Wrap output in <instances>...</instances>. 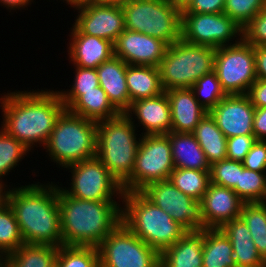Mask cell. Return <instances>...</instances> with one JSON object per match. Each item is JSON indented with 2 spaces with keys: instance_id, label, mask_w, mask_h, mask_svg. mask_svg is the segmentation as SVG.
I'll use <instances>...</instances> for the list:
<instances>
[{
  "instance_id": "obj_1",
  "label": "cell",
  "mask_w": 266,
  "mask_h": 267,
  "mask_svg": "<svg viewBox=\"0 0 266 267\" xmlns=\"http://www.w3.org/2000/svg\"><path fill=\"white\" fill-rule=\"evenodd\" d=\"M37 90H10L0 96L1 127L30 152L38 144L37 147L44 148L57 119L66 109L58 90Z\"/></svg>"
},
{
  "instance_id": "obj_2",
  "label": "cell",
  "mask_w": 266,
  "mask_h": 267,
  "mask_svg": "<svg viewBox=\"0 0 266 267\" xmlns=\"http://www.w3.org/2000/svg\"><path fill=\"white\" fill-rule=\"evenodd\" d=\"M9 187L2 198L14 212L24 243L62 246L58 185L38 181Z\"/></svg>"
},
{
  "instance_id": "obj_3",
  "label": "cell",
  "mask_w": 266,
  "mask_h": 267,
  "mask_svg": "<svg viewBox=\"0 0 266 267\" xmlns=\"http://www.w3.org/2000/svg\"><path fill=\"white\" fill-rule=\"evenodd\" d=\"M60 185L58 203L63 245L97 248L122 222V201L74 198L67 195Z\"/></svg>"
},
{
  "instance_id": "obj_4",
  "label": "cell",
  "mask_w": 266,
  "mask_h": 267,
  "mask_svg": "<svg viewBox=\"0 0 266 267\" xmlns=\"http://www.w3.org/2000/svg\"><path fill=\"white\" fill-rule=\"evenodd\" d=\"M122 223L159 253L179 241L187 230L141 191L124 192Z\"/></svg>"
},
{
  "instance_id": "obj_5",
  "label": "cell",
  "mask_w": 266,
  "mask_h": 267,
  "mask_svg": "<svg viewBox=\"0 0 266 267\" xmlns=\"http://www.w3.org/2000/svg\"><path fill=\"white\" fill-rule=\"evenodd\" d=\"M137 130L124 113L97 122L96 157L121 185L134 170L142 135Z\"/></svg>"
},
{
  "instance_id": "obj_6",
  "label": "cell",
  "mask_w": 266,
  "mask_h": 267,
  "mask_svg": "<svg viewBox=\"0 0 266 267\" xmlns=\"http://www.w3.org/2000/svg\"><path fill=\"white\" fill-rule=\"evenodd\" d=\"M97 122L65 109L44 146L56 167L62 168L96 156Z\"/></svg>"
},
{
  "instance_id": "obj_7",
  "label": "cell",
  "mask_w": 266,
  "mask_h": 267,
  "mask_svg": "<svg viewBox=\"0 0 266 267\" xmlns=\"http://www.w3.org/2000/svg\"><path fill=\"white\" fill-rule=\"evenodd\" d=\"M216 48L195 45L182 38L170 45L159 65L164 91L191 88L203 75L214 71Z\"/></svg>"
},
{
  "instance_id": "obj_8",
  "label": "cell",
  "mask_w": 266,
  "mask_h": 267,
  "mask_svg": "<svg viewBox=\"0 0 266 267\" xmlns=\"http://www.w3.org/2000/svg\"><path fill=\"white\" fill-rule=\"evenodd\" d=\"M127 30L141 32L170 45L181 39V12L168 0H123Z\"/></svg>"
},
{
  "instance_id": "obj_9",
  "label": "cell",
  "mask_w": 266,
  "mask_h": 267,
  "mask_svg": "<svg viewBox=\"0 0 266 267\" xmlns=\"http://www.w3.org/2000/svg\"><path fill=\"white\" fill-rule=\"evenodd\" d=\"M174 169L168 135H141L134 170L122 184L123 191H141L150 183L168 180Z\"/></svg>"
},
{
  "instance_id": "obj_10",
  "label": "cell",
  "mask_w": 266,
  "mask_h": 267,
  "mask_svg": "<svg viewBox=\"0 0 266 267\" xmlns=\"http://www.w3.org/2000/svg\"><path fill=\"white\" fill-rule=\"evenodd\" d=\"M100 267H160V253L122 222L97 247Z\"/></svg>"
},
{
  "instance_id": "obj_11",
  "label": "cell",
  "mask_w": 266,
  "mask_h": 267,
  "mask_svg": "<svg viewBox=\"0 0 266 267\" xmlns=\"http://www.w3.org/2000/svg\"><path fill=\"white\" fill-rule=\"evenodd\" d=\"M65 168L72 174L71 186H60L67 195L82 200L122 201V185L96 156Z\"/></svg>"
},
{
  "instance_id": "obj_12",
  "label": "cell",
  "mask_w": 266,
  "mask_h": 267,
  "mask_svg": "<svg viewBox=\"0 0 266 267\" xmlns=\"http://www.w3.org/2000/svg\"><path fill=\"white\" fill-rule=\"evenodd\" d=\"M214 72L227 95L247 94L257 80L254 46L242 39L217 48Z\"/></svg>"
},
{
  "instance_id": "obj_13",
  "label": "cell",
  "mask_w": 266,
  "mask_h": 267,
  "mask_svg": "<svg viewBox=\"0 0 266 267\" xmlns=\"http://www.w3.org/2000/svg\"><path fill=\"white\" fill-rule=\"evenodd\" d=\"M242 30L243 28L224 12L181 13V38L191 44L216 49L234 45L242 40Z\"/></svg>"
},
{
  "instance_id": "obj_14",
  "label": "cell",
  "mask_w": 266,
  "mask_h": 267,
  "mask_svg": "<svg viewBox=\"0 0 266 267\" xmlns=\"http://www.w3.org/2000/svg\"><path fill=\"white\" fill-rule=\"evenodd\" d=\"M141 192L187 231L204 229L201 201L182 193L169 179L150 183Z\"/></svg>"
},
{
  "instance_id": "obj_15",
  "label": "cell",
  "mask_w": 266,
  "mask_h": 267,
  "mask_svg": "<svg viewBox=\"0 0 266 267\" xmlns=\"http://www.w3.org/2000/svg\"><path fill=\"white\" fill-rule=\"evenodd\" d=\"M74 9L78 15L73 25L82 34L100 37L114 44L126 29L120 4H82Z\"/></svg>"
},
{
  "instance_id": "obj_16",
  "label": "cell",
  "mask_w": 266,
  "mask_h": 267,
  "mask_svg": "<svg viewBox=\"0 0 266 267\" xmlns=\"http://www.w3.org/2000/svg\"><path fill=\"white\" fill-rule=\"evenodd\" d=\"M208 113L226 138L253 135L255 107L247 94L227 95Z\"/></svg>"
},
{
  "instance_id": "obj_17",
  "label": "cell",
  "mask_w": 266,
  "mask_h": 267,
  "mask_svg": "<svg viewBox=\"0 0 266 267\" xmlns=\"http://www.w3.org/2000/svg\"><path fill=\"white\" fill-rule=\"evenodd\" d=\"M114 55L128 65L159 67L168 45L141 32L125 29L114 42Z\"/></svg>"
},
{
  "instance_id": "obj_18",
  "label": "cell",
  "mask_w": 266,
  "mask_h": 267,
  "mask_svg": "<svg viewBox=\"0 0 266 267\" xmlns=\"http://www.w3.org/2000/svg\"><path fill=\"white\" fill-rule=\"evenodd\" d=\"M244 203L233 189L210 183L201 199L204 229H218L239 218Z\"/></svg>"
},
{
  "instance_id": "obj_19",
  "label": "cell",
  "mask_w": 266,
  "mask_h": 267,
  "mask_svg": "<svg viewBox=\"0 0 266 267\" xmlns=\"http://www.w3.org/2000/svg\"><path fill=\"white\" fill-rule=\"evenodd\" d=\"M124 114L135 127L142 126V136L168 134L171 131V109L165 91L155 97L133 101ZM134 119L138 123L135 124Z\"/></svg>"
},
{
  "instance_id": "obj_20",
  "label": "cell",
  "mask_w": 266,
  "mask_h": 267,
  "mask_svg": "<svg viewBox=\"0 0 266 267\" xmlns=\"http://www.w3.org/2000/svg\"><path fill=\"white\" fill-rule=\"evenodd\" d=\"M63 90H58L62 102L65 108L73 114L96 122L112 119L121 114L109 101L101 86L90 91Z\"/></svg>"
},
{
  "instance_id": "obj_21",
  "label": "cell",
  "mask_w": 266,
  "mask_h": 267,
  "mask_svg": "<svg viewBox=\"0 0 266 267\" xmlns=\"http://www.w3.org/2000/svg\"><path fill=\"white\" fill-rule=\"evenodd\" d=\"M71 25L67 50L69 64L96 69L114 55V45L111 41L82 34L73 24Z\"/></svg>"
},
{
  "instance_id": "obj_22",
  "label": "cell",
  "mask_w": 266,
  "mask_h": 267,
  "mask_svg": "<svg viewBox=\"0 0 266 267\" xmlns=\"http://www.w3.org/2000/svg\"><path fill=\"white\" fill-rule=\"evenodd\" d=\"M171 109V131L192 133L208 111L191 88L166 90Z\"/></svg>"
},
{
  "instance_id": "obj_23",
  "label": "cell",
  "mask_w": 266,
  "mask_h": 267,
  "mask_svg": "<svg viewBox=\"0 0 266 267\" xmlns=\"http://www.w3.org/2000/svg\"><path fill=\"white\" fill-rule=\"evenodd\" d=\"M127 65L113 55L96 68L101 88L120 113H125L131 106L126 82Z\"/></svg>"
},
{
  "instance_id": "obj_24",
  "label": "cell",
  "mask_w": 266,
  "mask_h": 267,
  "mask_svg": "<svg viewBox=\"0 0 266 267\" xmlns=\"http://www.w3.org/2000/svg\"><path fill=\"white\" fill-rule=\"evenodd\" d=\"M205 229L187 231L174 245L160 253V267H202Z\"/></svg>"
},
{
  "instance_id": "obj_25",
  "label": "cell",
  "mask_w": 266,
  "mask_h": 267,
  "mask_svg": "<svg viewBox=\"0 0 266 267\" xmlns=\"http://www.w3.org/2000/svg\"><path fill=\"white\" fill-rule=\"evenodd\" d=\"M229 239L237 267H266L246 223L239 217L219 228Z\"/></svg>"
},
{
  "instance_id": "obj_26",
  "label": "cell",
  "mask_w": 266,
  "mask_h": 267,
  "mask_svg": "<svg viewBox=\"0 0 266 267\" xmlns=\"http://www.w3.org/2000/svg\"><path fill=\"white\" fill-rule=\"evenodd\" d=\"M167 135L175 168L210 171L205 153L193 133L170 131Z\"/></svg>"
},
{
  "instance_id": "obj_27",
  "label": "cell",
  "mask_w": 266,
  "mask_h": 267,
  "mask_svg": "<svg viewBox=\"0 0 266 267\" xmlns=\"http://www.w3.org/2000/svg\"><path fill=\"white\" fill-rule=\"evenodd\" d=\"M126 82L130 102L155 97L164 92L159 67L127 65Z\"/></svg>"
},
{
  "instance_id": "obj_28",
  "label": "cell",
  "mask_w": 266,
  "mask_h": 267,
  "mask_svg": "<svg viewBox=\"0 0 266 267\" xmlns=\"http://www.w3.org/2000/svg\"><path fill=\"white\" fill-rule=\"evenodd\" d=\"M205 153L208 164L227 159V138L207 113L192 132Z\"/></svg>"
},
{
  "instance_id": "obj_29",
  "label": "cell",
  "mask_w": 266,
  "mask_h": 267,
  "mask_svg": "<svg viewBox=\"0 0 266 267\" xmlns=\"http://www.w3.org/2000/svg\"><path fill=\"white\" fill-rule=\"evenodd\" d=\"M58 247L24 243L2 258V267H55Z\"/></svg>"
},
{
  "instance_id": "obj_30",
  "label": "cell",
  "mask_w": 266,
  "mask_h": 267,
  "mask_svg": "<svg viewBox=\"0 0 266 267\" xmlns=\"http://www.w3.org/2000/svg\"><path fill=\"white\" fill-rule=\"evenodd\" d=\"M202 267H237L230 239L218 229H205Z\"/></svg>"
},
{
  "instance_id": "obj_31",
  "label": "cell",
  "mask_w": 266,
  "mask_h": 267,
  "mask_svg": "<svg viewBox=\"0 0 266 267\" xmlns=\"http://www.w3.org/2000/svg\"><path fill=\"white\" fill-rule=\"evenodd\" d=\"M170 182L182 193L201 201L211 183L210 171L175 168L169 177Z\"/></svg>"
},
{
  "instance_id": "obj_32",
  "label": "cell",
  "mask_w": 266,
  "mask_h": 267,
  "mask_svg": "<svg viewBox=\"0 0 266 267\" xmlns=\"http://www.w3.org/2000/svg\"><path fill=\"white\" fill-rule=\"evenodd\" d=\"M240 218L246 223L261 257L266 261V204L244 203Z\"/></svg>"
},
{
  "instance_id": "obj_33",
  "label": "cell",
  "mask_w": 266,
  "mask_h": 267,
  "mask_svg": "<svg viewBox=\"0 0 266 267\" xmlns=\"http://www.w3.org/2000/svg\"><path fill=\"white\" fill-rule=\"evenodd\" d=\"M24 244L21 236L18 222L14 212L9 204L0 199V256L4 258L6 255L17 250Z\"/></svg>"
},
{
  "instance_id": "obj_34",
  "label": "cell",
  "mask_w": 266,
  "mask_h": 267,
  "mask_svg": "<svg viewBox=\"0 0 266 267\" xmlns=\"http://www.w3.org/2000/svg\"><path fill=\"white\" fill-rule=\"evenodd\" d=\"M29 152L21 142L0 128V189L8 187L3 178L14 171L16 166L19 167L21 160L23 161Z\"/></svg>"
},
{
  "instance_id": "obj_35",
  "label": "cell",
  "mask_w": 266,
  "mask_h": 267,
  "mask_svg": "<svg viewBox=\"0 0 266 267\" xmlns=\"http://www.w3.org/2000/svg\"><path fill=\"white\" fill-rule=\"evenodd\" d=\"M55 267H100L98 249L62 245L58 247Z\"/></svg>"
},
{
  "instance_id": "obj_36",
  "label": "cell",
  "mask_w": 266,
  "mask_h": 267,
  "mask_svg": "<svg viewBox=\"0 0 266 267\" xmlns=\"http://www.w3.org/2000/svg\"><path fill=\"white\" fill-rule=\"evenodd\" d=\"M233 190L245 203L263 202L266 194V173L243 168L239 183Z\"/></svg>"
},
{
  "instance_id": "obj_37",
  "label": "cell",
  "mask_w": 266,
  "mask_h": 267,
  "mask_svg": "<svg viewBox=\"0 0 266 267\" xmlns=\"http://www.w3.org/2000/svg\"><path fill=\"white\" fill-rule=\"evenodd\" d=\"M197 101L209 112L227 96L214 71L203 75L191 87Z\"/></svg>"
},
{
  "instance_id": "obj_38",
  "label": "cell",
  "mask_w": 266,
  "mask_h": 267,
  "mask_svg": "<svg viewBox=\"0 0 266 267\" xmlns=\"http://www.w3.org/2000/svg\"><path fill=\"white\" fill-rule=\"evenodd\" d=\"M266 5V0H225L223 12L243 28Z\"/></svg>"
},
{
  "instance_id": "obj_39",
  "label": "cell",
  "mask_w": 266,
  "mask_h": 267,
  "mask_svg": "<svg viewBox=\"0 0 266 267\" xmlns=\"http://www.w3.org/2000/svg\"><path fill=\"white\" fill-rule=\"evenodd\" d=\"M244 168L243 163L225 159L210 166L211 183L234 189L239 183L240 171Z\"/></svg>"
},
{
  "instance_id": "obj_40",
  "label": "cell",
  "mask_w": 266,
  "mask_h": 267,
  "mask_svg": "<svg viewBox=\"0 0 266 267\" xmlns=\"http://www.w3.org/2000/svg\"><path fill=\"white\" fill-rule=\"evenodd\" d=\"M242 39L254 47L266 46V5L243 27Z\"/></svg>"
},
{
  "instance_id": "obj_41",
  "label": "cell",
  "mask_w": 266,
  "mask_h": 267,
  "mask_svg": "<svg viewBox=\"0 0 266 267\" xmlns=\"http://www.w3.org/2000/svg\"><path fill=\"white\" fill-rule=\"evenodd\" d=\"M256 141L254 135L227 138V159L242 162Z\"/></svg>"
},
{
  "instance_id": "obj_42",
  "label": "cell",
  "mask_w": 266,
  "mask_h": 267,
  "mask_svg": "<svg viewBox=\"0 0 266 267\" xmlns=\"http://www.w3.org/2000/svg\"><path fill=\"white\" fill-rule=\"evenodd\" d=\"M74 80L70 89L66 91H90L100 86L96 69L74 67Z\"/></svg>"
},
{
  "instance_id": "obj_43",
  "label": "cell",
  "mask_w": 266,
  "mask_h": 267,
  "mask_svg": "<svg viewBox=\"0 0 266 267\" xmlns=\"http://www.w3.org/2000/svg\"><path fill=\"white\" fill-rule=\"evenodd\" d=\"M242 163L246 169L266 173V141L257 140Z\"/></svg>"
},
{
  "instance_id": "obj_44",
  "label": "cell",
  "mask_w": 266,
  "mask_h": 267,
  "mask_svg": "<svg viewBox=\"0 0 266 267\" xmlns=\"http://www.w3.org/2000/svg\"><path fill=\"white\" fill-rule=\"evenodd\" d=\"M225 0H192L181 13H223Z\"/></svg>"
},
{
  "instance_id": "obj_45",
  "label": "cell",
  "mask_w": 266,
  "mask_h": 267,
  "mask_svg": "<svg viewBox=\"0 0 266 267\" xmlns=\"http://www.w3.org/2000/svg\"><path fill=\"white\" fill-rule=\"evenodd\" d=\"M255 108L266 107V81L256 80L247 93Z\"/></svg>"
},
{
  "instance_id": "obj_46",
  "label": "cell",
  "mask_w": 266,
  "mask_h": 267,
  "mask_svg": "<svg viewBox=\"0 0 266 267\" xmlns=\"http://www.w3.org/2000/svg\"><path fill=\"white\" fill-rule=\"evenodd\" d=\"M253 135L257 140L266 141V107L255 108Z\"/></svg>"
},
{
  "instance_id": "obj_47",
  "label": "cell",
  "mask_w": 266,
  "mask_h": 267,
  "mask_svg": "<svg viewBox=\"0 0 266 267\" xmlns=\"http://www.w3.org/2000/svg\"><path fill=\"white\" fill-rule=\"evenodd\" d=\"M256 76L266 81V46L254 47Z\"/></svg>"
},
{
  "instance_id": "obj_48",
  "label": "cell",
  "mask_w": 266,
  "mask_h": 267,
  "mask_svg": "<svg viewBox=\"0 0 266 267\" xmlns=\"http://www.w3.org/2000/svg\"><path fill=\"white\" fill-rule=\"evenodd\" d=\"M34 0H0V6H4L11 12L12 10H22L31 5ZM22 8V9H21Z\"/></svg>"
},
{
  "instance_id": "obj_49",
  "label": "cell",
  "mask_w": 266,
  "mask_h": 267,
  "mask_svg": "<svg viewBox=\"0 0 266 267\" xmlns=\"http://www.w3.org/2000/svg\"><path fill=\"white\" fill-rule=\"evenodd\" d=\"M180 12L184 11L192 0H168Z\"/></svg>"
},
{
  "instance_id": "obj_50",
  "label": "cell",
  "mask_w": 266,
  "mask_h": 267,
  "mask_svg": "<svg viewBox=\"0 0 266 267\" xmlns=\"http://www.w3.org/2000/svg\"><path fill=\"white\" fill-rule=\"evenodd\" d=\"M123 0H90V4H120Z\"/></svg>"
},
{
  "instance_id": "obj_51",
  "label": "cell",
  "mask_w": 266,
  "mask_h": 267,
  "mask_svg": "<svg viewBox=\"0 0 266 267\" xmlns=\"http://www.w3.org/2000/svg\"><path fill=\"white\" fill-rule=\"evenodd\" d=\"M82 4H90V0H68L67 6L74 8Z\"/></svg>"
},
{
  "instance_id": "obj_52",
  "label": "cell",
  "mask_w": 266,
  "mask_h": 267,
  "mask_svg": "<svg viewBox=\"0 0 266 267\" xmlns=\"http://www.w3.org/2000/svg\"><path fill=\"white\" fill-rule=\"evenodd\" d=\"M0 267H2V257L0 256Z\"/></svg>"
},
{
  "instance_id": "obj_53",
  "label": "cell",
  "mask_w": 266,
  "mask_h": 267,
  "mask_svg": "<svg viewBox=\"0 0 266 267\" xmlns=\"http://www.w3.org/2000/svg\"><path fill=\"white\" fill-rule=\"evenodd\" d=\"M263 203L266 204V194H265V197H264V199H263Z\"/></svg>"
},
{
  "instance_id": "obj_54",
  "label": "cell",
  "mask_w": 266,
  "mask_h": 267,
  "mask_svg": "<svg viewBox=\"0 0 266 267\" xmlns=\"http://www.w3.org/2000/svg\"><path fill=\"white\" fill-rule=\"evenodd\" d=\"M2 198V189H0V199Z\"/></svg>"
}]
</instances>
